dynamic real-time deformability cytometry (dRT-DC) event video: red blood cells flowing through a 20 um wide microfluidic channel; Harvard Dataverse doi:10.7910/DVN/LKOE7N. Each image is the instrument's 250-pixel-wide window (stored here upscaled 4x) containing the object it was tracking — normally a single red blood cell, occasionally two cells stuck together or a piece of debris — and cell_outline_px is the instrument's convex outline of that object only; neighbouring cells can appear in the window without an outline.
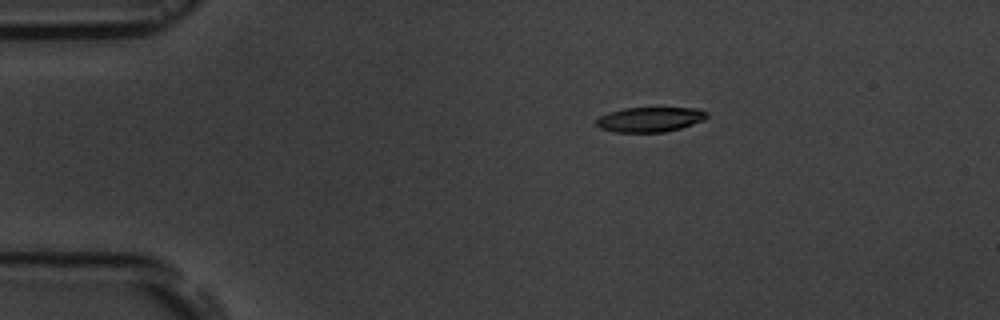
{"species": "common noctule bat (a hibernating species)", "species_latin": "Nyctalus noctula", "temperature_condition": "room temperature", "stored_images_in_passage": 4, "camera_frame_rate_fps": 3000, "um_per_image_px": 0.085, "animal": {"sex": "male", "body_mass_g": 19.5, "forearm_length_mm": 54.6}, "frame": {"image": 1, "passage_image": 1, "time_ms": 0.0, "image_size_px": [1000, 320], "cell_outline_px": [[708, 116], [704, 120], [680, 128], [664, 132], [612, 132], [600, 128], [596, 124], [596, 120], [600, 116], [608, 112], [624, 108], [700, 108], [708, 112]], "centroid_in_image_um": [55.25, 10.15], "position_along_channel_um": 29.8, "area_um2": 16.07}}
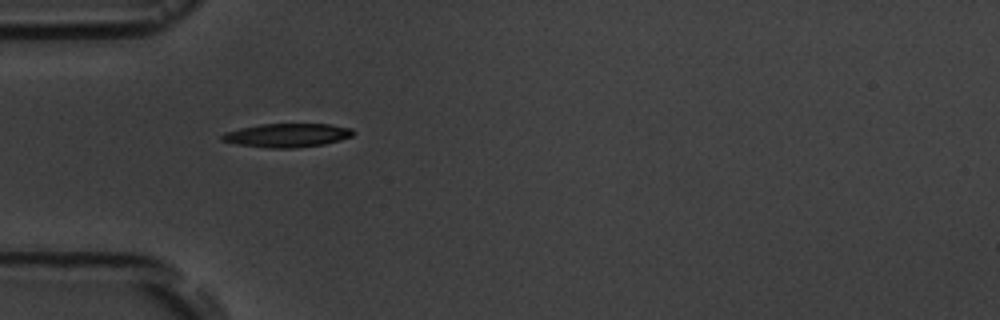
{"frame": {"image": 2, "passage_image": 3, "time_ms": 2.333, "image_size_px": [1000, 320], "cell_outline_px": [[356, 132], [352, 136], [340, 140], [324, 144], [292, 148], [268, 148], [236, 144], [220, 140], [220, 136], [224, 132], [240, 128], [260, 124], [332, 124], [352, 128]], "centroid_in_image_um": [24.4, 11.49], "position_along_channel_um": 60.6, "area_um2": 18.26}}
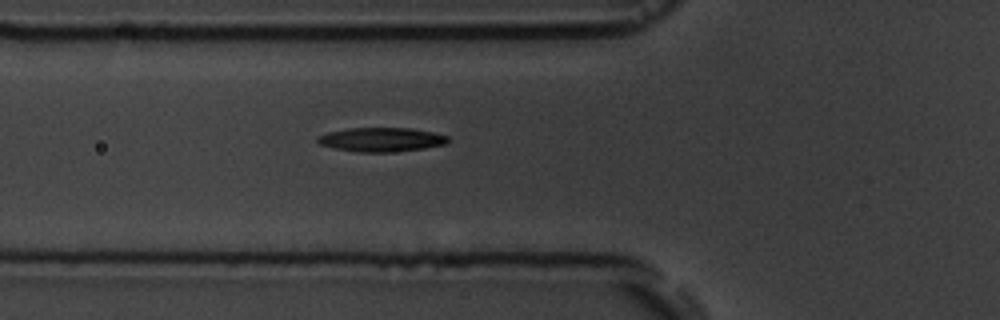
{"frame": {"image": 3, "passage_image": 4, "time_ms": 3.333, "image_size_px": [1000, 320], "cell_outline_px": [[448, 140], [444, 144], [424, 148], [388, 152], [356, 152], [336, 148], [320, 144], [316, 140], [316, 136], [328, 132], [348, 128], [412, 128], [432, 132], [448, 136]], "centroid_in_image_um": [32.37, 11.86], "position_along_channel_um": 93.4, "area_um2": 18.15}}